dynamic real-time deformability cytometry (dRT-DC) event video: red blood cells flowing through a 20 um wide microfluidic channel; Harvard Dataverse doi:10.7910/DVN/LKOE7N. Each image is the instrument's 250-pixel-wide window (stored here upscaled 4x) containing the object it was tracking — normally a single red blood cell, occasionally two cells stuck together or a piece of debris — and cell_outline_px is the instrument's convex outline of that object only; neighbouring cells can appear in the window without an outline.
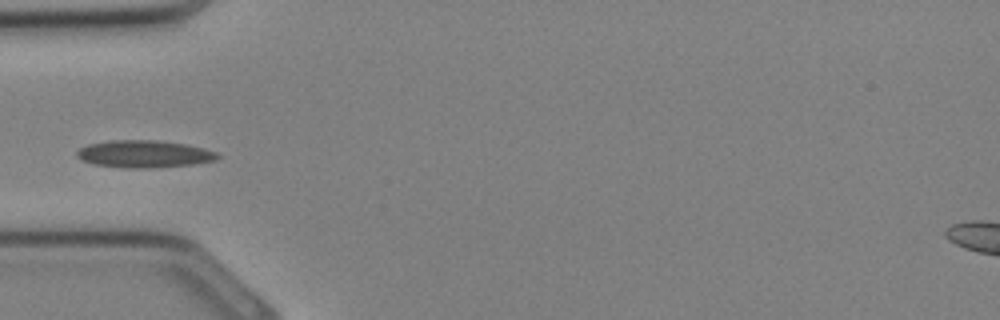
{"species": "Egyptian fruit bat (a non-hibernating species)", "species_latin": "Rousettus aegyptiacus", "temperature_condition": "cold", "stored_images_in_passage": 32, "camera_frame_rate_fps": 3000, "um_per_image_px": 0.085, "animal": {"sex": "female"}, "frame": {"image": 1, "passage_image": 10, "time_ms": 3.0, "image_size_px": [1000, 320], "cell_outline_px": [[220, 156], [216, 160], [192, 164], [152, 168], [124, 168], [92, 164], [76, 156], [76, 152], [80, 148], [88, 144], [108, 140], [156, 140], [188, 144], [204, 148], [216, 152]], "centroid_in_image_um": [12.25, 13.08], "position_along_channel_um": 72.8, "area_um2": 22.48}}
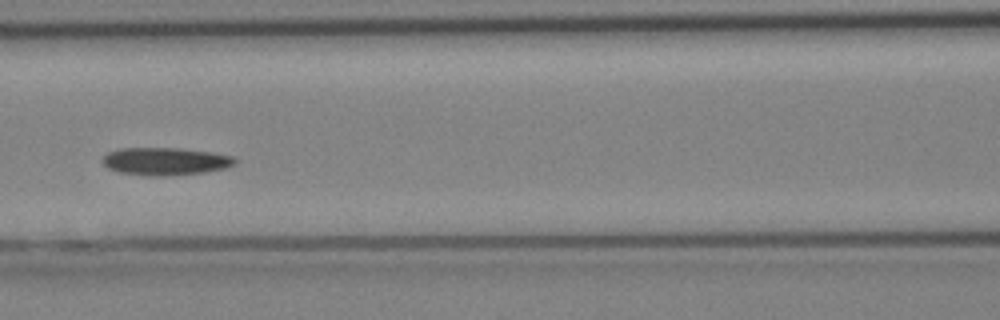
{"frame": {"image": 2, "passage_image": 14, "time_ms": 4.333, "image_size_px": [1000, 320], "cell_outline_px": [[236, 160], [232, 164], [224, 168], [204, 172], [156, 176], [148, 176], [120, 172], [108, 168], [100, 160], [108, 152], [120, 148], [176, 148], [212, 152], [232, 156]], "centroid_in_image_um": [13.99, 13.7], "position_along_channel_um": 152.6, "area_um2": 21.04}}
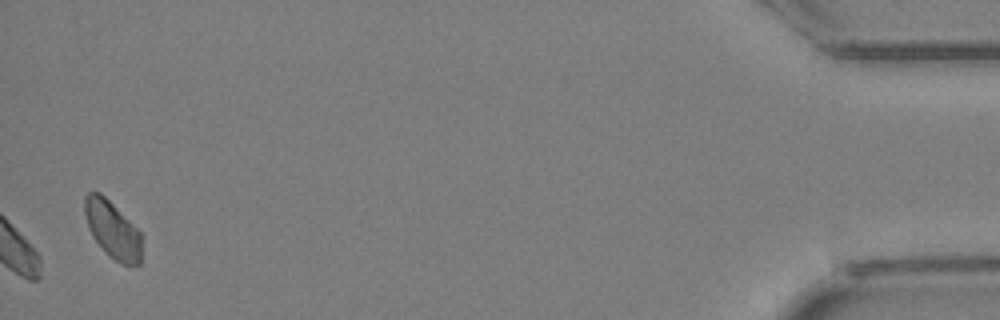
{"frame": {"image": 3, "passage_image": 32, "time_ms": 10.333, "image_size_px": [1000, 320], "cell_outline_px": [[140, 264], [132, 268], [116, 260], [92, 236], [88, 228], [84, 212], [84, 196], [88, 192], [100, 192], [140, 232]], "centroid_in_image_um": [9.54, 19.51], "position_along_channel_um": 425.7, "area_um2": 18.44}}